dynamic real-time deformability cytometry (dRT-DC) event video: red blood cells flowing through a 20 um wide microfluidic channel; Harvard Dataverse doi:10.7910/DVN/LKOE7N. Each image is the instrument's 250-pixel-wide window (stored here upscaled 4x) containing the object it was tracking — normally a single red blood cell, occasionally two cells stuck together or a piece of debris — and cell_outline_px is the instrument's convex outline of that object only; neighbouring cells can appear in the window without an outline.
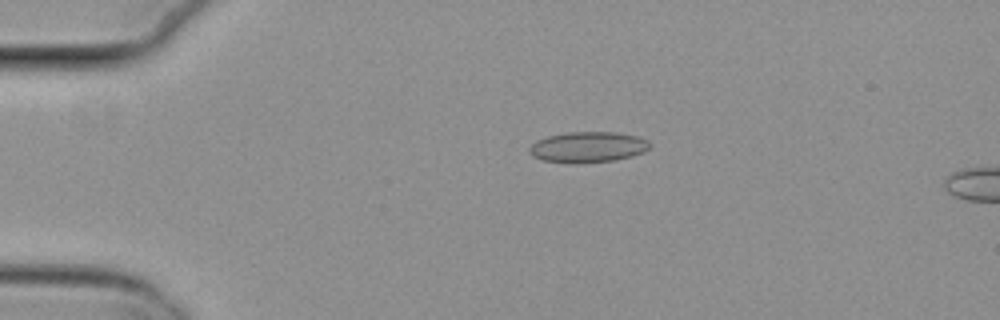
{"species": "common noctule bat (a hibernating species)", "species_latin": "Nyctalus noctula", "temperature_condition": "cold", "stored_images_in_passage": 16, "camera_frame_rate_fps": 3000, "um_per_image_px": 0.085, "animal": {"sex": "female", "body_mass_g": 29.2, "forearm_length_mm": 56.3}, "frame": {"image": 1, "passage_image": 12, "time_ms": 3.667, "image_size_px": [1000, 320], "cell_outline_px": [[652, 144], [644, 152], [632, 156], [616, 160], [544, 160], [532, 156], [528, 152], [528, 148], [536, 140], [548, 136], [568, 132], [616, 132], [640, 136], [648, 140]], "centroid_in_image_um": [50.03, 12.44], "position_along_channel_um": 35.0, "area_um2": 20.81}}